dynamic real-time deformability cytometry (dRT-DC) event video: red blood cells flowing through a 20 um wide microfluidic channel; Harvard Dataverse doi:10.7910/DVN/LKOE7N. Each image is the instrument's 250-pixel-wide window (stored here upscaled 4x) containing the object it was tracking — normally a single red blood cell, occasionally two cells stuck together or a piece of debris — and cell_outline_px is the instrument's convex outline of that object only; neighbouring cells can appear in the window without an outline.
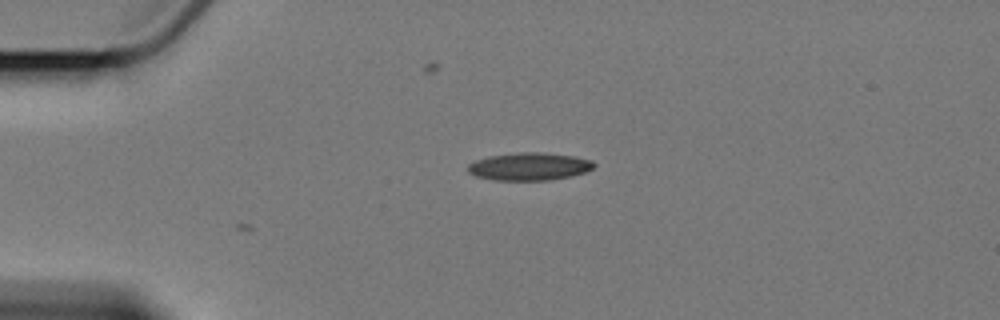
{"species": "Egyptian fruit bat (a non-hibernating species)", "species_latin": "Rousettus aegyptiacus", "temperature_condition": "cold", "stored_images_in_passage": 4, "camera_frame_rate_fps": 3000, "um_per_image_px": 0.085, "animal": {"sex": "female"}, "frame": {"image": 1, "passage_image": 4, "time_ms": 3.667, "image_size_px": [1000, 320], "cell_outline_px": [[596, 164], [592, 168], [584, 172], [572, 176], [548, 180], [492, 180], [476, 176], [468, 172], [468, 164], [476, 160], [488, 156], [516, 152], [544, 152], [576, 156], [592, 160]], "centroid_in_image_um": [44.99, 14.14], "position_along_channel_um": 40.0, "area_um2": 20.52}}